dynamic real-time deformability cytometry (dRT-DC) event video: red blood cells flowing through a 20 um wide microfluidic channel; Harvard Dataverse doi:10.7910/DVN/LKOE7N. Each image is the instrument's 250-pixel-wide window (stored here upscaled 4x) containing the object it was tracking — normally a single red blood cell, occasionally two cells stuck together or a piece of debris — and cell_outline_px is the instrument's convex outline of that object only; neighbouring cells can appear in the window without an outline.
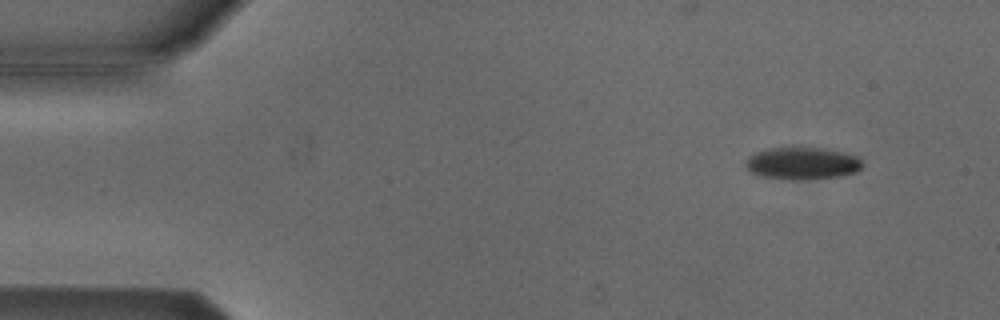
{"species": "Egyptian fruit bat (a non-hibernating species)", "species_latin": "Rousettus aegyptiacus", "temperature_condition": "cold", "stored_images_in_passage": 15, "camera_frame_rate_fps": 3000, "um_per_image_px": 0.085, "animal": {"sex": "male"}, "frame": {"image": 1, "passage_image": 5, "time_ms": 1.333, "image_size_px": [1000, 320], "cell_outline_px": [[864, 164], [856, 172], [840, 176], [800, 180], [792, 180], [760, 176], [748, 172], [744, 168], [744, 164], [748, 156], [756, 152], [768, 148], [792, 144], [824, 148], [844, 152], [860, 156]], "centroid_in_image_um": [68.16, 13.84], "position_along_channel_um": 16.8, "area_um2": 23.12}}
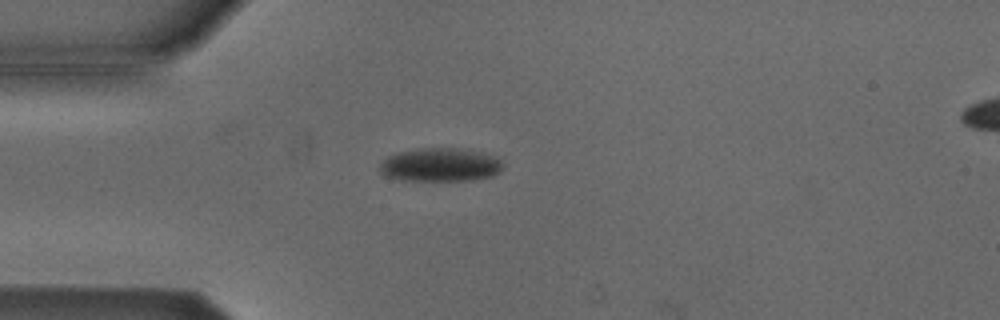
{"frame": {"image": 2, "passage_image": 14, "time_ms": 4.333, "image_size_px": [1000, 320], "cell_outline_px": [[504, 168], [500, 172], [492, 176], [472, 180], [396, 180], [380, 176], [380, 164], [388, 156], [400, 152], [416, 148], [452, 148], [480, 152], [496, 156], [504, 164]], "centroid_in_image_um": [37.41, 14.02], "position_along_channel_um": 47.6, "area_um2": 24.28}}